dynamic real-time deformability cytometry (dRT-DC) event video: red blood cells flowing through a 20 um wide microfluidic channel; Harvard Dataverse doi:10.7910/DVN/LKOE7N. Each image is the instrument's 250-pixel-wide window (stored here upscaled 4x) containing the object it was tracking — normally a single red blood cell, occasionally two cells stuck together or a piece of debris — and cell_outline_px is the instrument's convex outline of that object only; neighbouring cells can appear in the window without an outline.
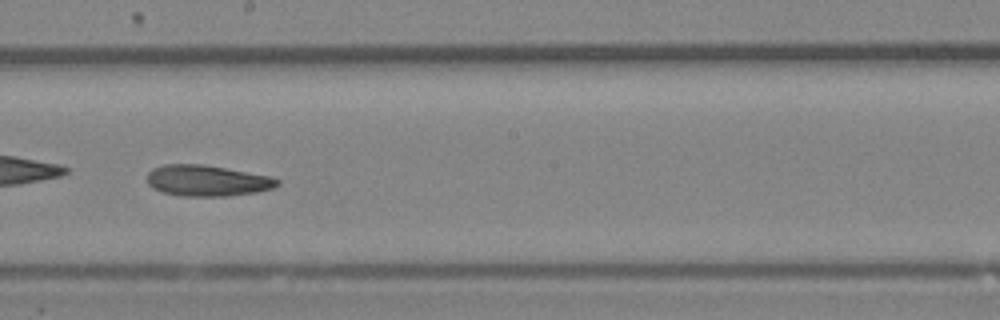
{"species": "Egyptian fruit bat (a non-hibernating species)", "species_latin": "Rousettus aegyptiacus", "temperature_condition": "room temperature", "stored_images_in_passage": 41, "camera_frame_rate_fps": 3000, "um_per_image_px": 0.085, "animal": {"sex": "female"}, "frame": {"image": 1, "passage_image": 24, "time_ms": 7.667, "image_size_px": [1000, 320], "cell_outline_px": [[280, 184], [272, 188], [256, 192], [228, 196], [180, 196], [160, 192], [152, 188], [148, 184], [148, 172], [152, 168], [164, 164], [200, 164], [224, 168], [268, 176], [280, 180]], "centroid_in_image_um": [17.55, 15.36], "position_along_channel_um": 230.6, "area_um2": 23.47}}